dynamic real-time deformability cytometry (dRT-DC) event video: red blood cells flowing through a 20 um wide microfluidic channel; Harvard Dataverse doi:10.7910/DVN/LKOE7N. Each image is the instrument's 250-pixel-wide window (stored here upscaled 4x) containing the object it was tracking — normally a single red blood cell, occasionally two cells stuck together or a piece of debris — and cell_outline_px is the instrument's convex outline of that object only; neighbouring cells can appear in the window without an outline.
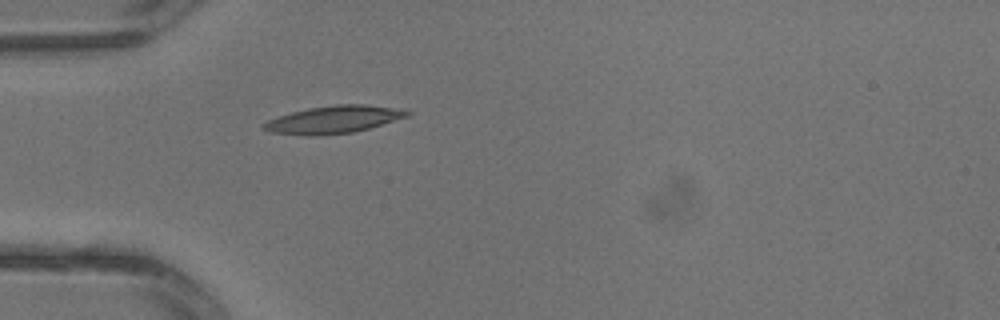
{"species": "common noctule bat (a hibernating species)", "species_latin": "Nyctalus noctula", "temperature_condition": "warm", "stored_images_in_passage": 3, "camera_frame_rate_fps": 3000, "um_per_image_px": 0.085, "animal": {"sex": "male", "body_mass_g": 13.3}, "frame": {"image": 1, "passage_image": 3, "time_ms": 0.667, "image_size_px": [1000, 320], "cell_outline_px": [[412, 112], [408, 116], [368, 128], [352, 132], [316, 136], [308, 136], [272, 132], [260, 128], [260, 124], [268, 120], [292, 112], [308, 108], [336, 104], [364, 104], [404, 108]], "centroid_in_image_um": [28.36, 10.15], "position_along_channel_um": 56.6, "area_um2": 23.06}}